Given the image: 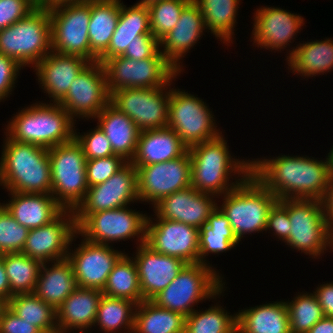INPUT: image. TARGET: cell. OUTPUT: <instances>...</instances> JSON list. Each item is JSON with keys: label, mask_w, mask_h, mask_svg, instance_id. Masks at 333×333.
<instances>
[{"label": "cell", "mask_w": 333, "mask_h": 333, "mask_svg": "<svg viewBox=\"0 0 333 333\" xmlns=\"http://www.w3.org/2000/svg\"><path fill=\"white\" fill-rule=\"evenodd\" d=\"M325 160L312 156L278 155L251 160V173L278 200H322L330 180L328 155Z\"/></svg>", "instance_id": "6da1fadb"}, {"label": "cell", "mask_w": 333, "mask_h": 333, "mask_svg": "<svg viewBox=\"0 0 333 333\" xmlns=\"http://www.w3.org/2000/svg\"><path fill=\"white\" fill-rule=\"evenodd\" d=\"M188 152L191 159V187L201 193L219 198L251 173V160H240L232 155L222 133L215 139L190 147Z\"/></svg>", "instance_id": "7a4b0ae2"}, {"label": "cell", "mask_w": 333, "mask_h": 333, "mask_svg": "<svg viewBox=\"0 0 333 333\" xmlns=\"http://www.w3.org/2000/svg\"><path fill=\"white\" fill-rule=\"evenodd\" d=\"M5 136L0 157V186L7 192L51 194L49 149Z\"/></svg>", "instance_id": "3957f363"}, {"label": "cell", "mask_w": 333, "mask_h": 333, "mask_svg": "<svg viewBox=\"0 0 333 333\" xmlns=\"http://www.w3.org/2000/svg\"><path fill=\"white\" fill-rule=\"evenodd\" d=\"M13 115L4 132L12 140L50 149L74 138L76 122L59 103L36 101Z\"/></svg>", "instance_id": "277c9868"}, {"label": "cell", "mask_w": 333, "mask_h": 333, "mask_svg": "<svg viewBox=\"0 0 333 333\" xmlns=\"http://www.w3.org/2000/svg\"><path fill=\"white\" fill-rule=\"evenodd\" d=\"M216 270L200 263L186 264L177 277L151 301L158 307L187 317L196 305L198 308V303L224 296L227 288L224 275Z\"/></svg>", "instance_id": "5b68a950"}, {"label": "cell", "mask_w": 333, "mask_h": 333, "mask_svg": "<svg viewBox=\"0 0 333 333\" xmlns=\"http://www.w3.org/2000/svg\"><path fill=\"white\" fill-rule=\"evenodd\" d=\"M217 207L228 218L239 241L245 234L263 233L273 204L278 200L252 173L225 193Z\"/></svg>", "instance_id": "8992f818"}, {"label": "cell", "mask_w": 333, "mask_h": 333, "mask_svg": "<svg viewBox=\"0 0 333 333\" xmlns=\"http://www.w3.org/2000/svg\"><path fill=\"white\" fill-rule=\"evenodd\" d=\"M52 51L48 9H35L22 20L0 30V53L23 69L33 68Z\"/></svg>", "instance_id": "52a82bcc"}, {"label": "cell", "mask_w": 333, "mask_h": 333, "mask_svg": "<svg viewBox=\"0 0 333 333\" xmlns=\"http://www.w3.org/2000/svg\"><path fill=\"white\" fill-rule=\"evenodd\" d=\"M52 187L51 194L64 210H75L88 190L86 157L80 144L71 141L48 150Z\"/></svg>", "instance_id": "ba28073f"}, {"label": "cell", "mask_w": 333, "mask_h": 333, "mask_svg": "<svg viewBox=\"0 0 333 333\" xmlns=\"http://www.w3.org/2000/svg\"><path fill=\"white\" fill-rule=\"evenodd\" d=\"M288 216L291 231L285 245L312 259H320L333 249V237L320 200L288 199Z\"/></svg>", "instance_id": "9c48e42d"}, {"label": "cell", "mask_w": 333, "mask_h": 333, "mask_svg": "<svg viewBox=\"0 0 333 333\" xmlns=\"http://www.w3.org/2000/svg\"><path fill=\"white\" fill-rule=\"evenodd\" d=\"M186 90L171 88L167 127L173 129L181 142L190 147L218 137L215 116L203 99ZM214 116V117H213Z\"/></svg>", "instance_id": "30bf717a"}, {"label": "cell", "mask_w": 333, "mask_h": 333, "mask_svg": "<svg viewBox=\"0 0 333 333\" xmlns=\"http://www.w3.org/2000/svg\"><path fill=\"white\" fill-rule=\"evenodd\" d=\"M48 10L52 51L79 56L91 62L88 37L90 0L60 3Z\"/></svg>", "instance_id": "8fae6325"}, {"label": "cell", "mask_w": 333, "mask_h": 333, "mask_svg": "<svg viewBox=\"0 0 333 333\" xmlns=\"http://www.w3.org/2000/svg\"><path fill=\"white\" fill-rule=\"evenodd\" d=\"M147 216L129 206L95 212L77 226V232L90 242L109 246L136 237L138 246L145 243Z\"/></svg>", "instance_id": "7c38bea8"}, {"label": "cell", "mask_w": 333, "mask_h": 333, "mask_svg": "<svg viewBox=\"0 0 333 333\" xmlns=\"http://www.w3.org/2000/svg\"><path fill=\"white\" fill-rule=\"evenodd\" d=\"M180 74L163 87L114 91L110 95V103L132 119L140 131L165 128L169 118L171 85Z\"/></svg>", "instance_id": "4fadbf2b"}, {"label": "cell", "mask_w": 333, "mask_h": 333, "mask_svg": "<svg viewBox=\"0 0 333 333\" xmlns=\"http://www.w3.org/2000/svg\"><path fill=\"white\" fill-rule=\"evenodd\" d=\"M108 93L123 88H159L166 86L179 72L165 57L143 60L115 56L103 63Z\"/></svg>", "instance_id": "5bb4252c"}, {"label": "cell", "mask_w": 333, "mask_h": 333, "mask_svg": "<svg viewBox=\"0 0 333 333\" xmlns=\"http://www.w3.org/2000/svg\"><path fill=\"white\" fill-rule=\"evenodd\" d=\"M139 201L138 172L128 162L104 183L88 187L85 198L74 210L78 226L89 214L130 206Z\"/></svg>", "instance_id": "9a60e30c"}, {"label": "cell", "mask_w": 333, "mask_h": 333, "mask_svg": "<svg viewBox=\"0 0 333 333\" xmlns=\"http://www.w3.org/2000/svg\"><path fill=\"white\" fill-rule=\"evenodd\" d=\"M110 102L103 64L90 62L73 80L68 93L58 102L76 119L94 120Z\"/></svg>", "instance_id": "2e32d148"}, {"label": "cell", "mask_w": 333, "mask_h": 333, "mask_svg": "<svg viewBox=\"0 0 333 333\" xmlns=\"http://www.w3.org/2000/svg\"><path fill=\"white\" fill-rule=\"evenodd\" d=\"M255 10L250 37L253 46L255 44V47L270 52L275 50V53L276 51L281 53L285 49L287 53L285 60H287L293 54V49L292 47L291 49L286 48H290V45L296 40L297 34L303 30L304 17L299 13H291V11L274 6H261Z\"/></svg>", "instance_id": "e0dca14e"}, {"label": "cell", "mask_w": 333, "mask_h": 333, "mask_svg": "<svg viewBox=\"0 0 333 333\" xmlns=\"http://www.w3.org/2000/svg\"><path fill=\"white\" fill-rule=\"evenodd\" d=\"M135 167L138 172L139 202H148L152 207L164 197L191 187V159L188 151L173 160Z\"/></svg>", "instance_id": "ac0fdd59"}, {"label": "cell", "mask_w": 333, "mask_h": 333, "mask_svg": "<svg viewBox=\"0 0 333 333\" xmlns=\"http://www.w3.org/2000/svg\"><path fill=\"white\" fill-rule=\"evenodd\" d=\"M80 234L77 232L73 210H63L50 223L29 229L22 254L41 263L67 258L69 247Z\"/></svg>", "instance_id": "d6986e66"}, {"label": "cell", "mask_w": 333, "mask_h": 333, "mask_svg": "<svg viewBox=\"0 0 333 333\" xmlns=\"http://www.w3.org/2000/svg\"><path fill=\"white\" fill-rule=\"evenodd\" d=\"M145 244L153 251L199 263V229L182 222L147 216Z\"/></svg>", "instance_id": "ffe728a7"}, {"label": "cell", "mask_w": 333, "mask_h": 333, "mask_svg": "<svg viewBox=\"0 0 333 333\" xmlns=\"http://www.w3.org/2000/svg\"><path fill=\"white\" fill-rule=\"evenodd\" d=\"M77 247H69L67 259L72 265L78 287L102 291L114 265L125 251L90 242L81 236Z\"/></svg>", "instance_id": "44dd1931"}, {"label": "cell", "mask_w": 333, "mask_h": 333, "mask_svg": "<svg viewBox=\"0 0 333 333\" xmlns=\"http://www.w3.org/2000/svg\"><path fill=\"white\" fill-rule=\"evenodd\" d=\"M216 198L189 187L161 199L151 207L155 213L152 216L182 222L200 229L217 207Z\"/></svg>", "instance_id": "7402d4cb"}, {"label": "cell", "mask_w": 333, "mask_h": 333, "mask_svg": "<svg viewBox=\"0 0 333 333\" xmlns=\"http://www.w3.org/2000/svg\"><path fill=\"white\" fill-rule=\"evenodd\" d=\"M136 255L132 254L138 271L142 297L152 300L164 290L186 263L175 257L156 253L145 243L136 247Z\"/></svg>", "instance_id": "603a6c76"}, {"label": "cell", "mask_w": 333, "mask_h": 333, "mask_svg": "<svg viewBox=\"0 0 333 333\" xmlns=\"http://www.w3.org/2000/svg\"><path fill=\"white\" fill-rule=\"evenodd\" d=\"M206 32L204 17L199 6L191 0L182 10L179 20L160 41V51L179 72L184 71L183 58L196 46Z\"/></svg>", "instance_id": "cb8c5ba5"}, {"label": "cell", "mask_w": 333, "mask_h": 333, "mask_svg": "<svg viewBox=\"0 0 333 333\" xmlns=\"http://www.w3.org/2000/svg\"><path fill=\"white\" fill-rule=\"evenodd\" d=\"M90 63L85 58L51 51L34 67L42 92L48 94L49 102L58 103L67 93L73 80Z\"/></svg>", "instance_id": "d4e9b609"}, {"label": "cell", "mask_w": 333, "mask_h": 333, "mask_svg": "<svg viewBox=\"0 0 333 333\" xmlns=\"http://www.w3.org/2000/svg\"><path fill=\"white\" fill-rule=\"evenodd\" d=\"M102 295L100 290L77 287L56 309L58 331L62 333L91 331Z\"/></svg>", "instance_id": "484cf974"}, {"label": "cell", "mask_w": 333, "mask_h": 333, "mask_svg": "<svg viewBox=\"0 0 333 333\" xmlns=\"http://www.w3.org/2000/svg\"><path fill=\"white\" fill-rule=\"evenodd\" d=\"M8 202L0 204L20 224L34 229L50 223L64 209L52 194L9 192Z\"/></svg>", "instance_id": "4316f807"}, {"label": "cell", "mask_w": 333, "mask_h": 333, "mask_svg": "<svg viewBox=\"0 0 333 333\" xmlns=\"http://www.w3.org/2000/svg\"><path fill=\"white\" fill-rule=\"evenodd\" d=\"M188 148L176 132L168 127L140 131L136 153L131 163L146 166L183 156Z\"/></svg>", "instance_id": "83f0119b"}, {"label": "cell", "mask_w": 333, "mask_h": 333, "mask_svg": "<svg viewBox=\"0 0 333 333\" xmlns=\"http://www.w3.org/2000/svg\"><path fill=\"white\" fill-rule=\"evenodd\" d=\"M97 126L105 133L113 153L131 162L136 153L140 130L125 113L120 112L110 102L94 118Z\"/></svg>", "instance_id": "f1b7e54d"}, {"label": "cell", "mask_w": 333, "mask_h": 333, "mask_svg": "<svg viewBox=\"0 0 333 333\" xmlns=\"http://www.w3.org/2000/svg\"><path fill=\"white\" fill-rule=\"evenodd\" d=\"M145 34H152L147 5L135 3L127 7L122 1L120 16L110 44L97 61L102 64L106 59L121 56L126 48L137 40V36Z\"/></svg>", "instance_id": "f546056e"}, {"label": "cell", "mask_w": 333, "mask_h": 333, "mask_svg": "<svg viewBox=\"0 0 333 333\" xmlns=\"http://www.w3.org/2000/svg\"><path fill=\"white\" fill-rule=\"evenodd\" d=\"M77 287L72 265L65 258L42 263L33 293L57 309Z\"/></svg>", "instance_id": "4dcf8cb0"}, {"label": "cell", "mask_w": 333, "mask_h": 333, "mask_svg": "<svg viewBox=\"0 0 333 333\" xmlns=\"http://www.w3.org/2000/svg\"><path fill=\"white\" fill-rule=\"evenodd\" d=\"M286 60L291 73L303 79L333 71V39L312 40L297 44Z\"/></svg>", "instance_id": "1f68e13d"}, {"label": "cell", "mask_w": 333, "mask_h": 333, "mask_svg": "<svg viewBox=\"0 0 333 333\" xmlns=\"http://www.w3.org/2000/svg\"><path fill=\"white\" fill-rule=\"evenodd\" d=\"M248 308L236 313L237 327L243 332L290 333L288 309L284 300Z\"/></svg>", "instance_id": "d6a6232c"}, {"label": "cell", "mask_w": 333, "mask_h": 333, "mask_svg": "<svg viewBox=\"0 0 333 333\" xmlns=\"http://www.w3.org/2000/svg\"><path fill=\"white\" fill-rule=\"evenodd\" d=\"M122 0H90L88 37L91 62L107 50L120 16Z\"/></svg>", "instance_id": "836d02e7"}, {"label": "cell", "mask_w": 333, "mask_h": 333, "mask_svg": "<svg viewBox=\"0 0 333 333\" xmlns=\"http://www.w3.org/2000/svg\"><path fill=\"white\" fill-rule=\"evenodd\" d=\"M239 243L228 218L216 207L209 215L207 223L199 229V263L215 269L207 260V256L226 253Z\"/></svg>", "instance_id": "e575fe53"}, {"label": "cell", "mask_w": 333, "mask_h": 333, "mask_svg": "<svg viewBox=\"0 0 333 333\" xmlns=\"http://www.w3.org/2000/svg\"><path fill=\"white\" fill-rule=\"evenodd\" d=\"M204 17L206 32L226 46L233 44L238 8L241 0H193ZM210 30V31H209ZM220 39V40H219ZM230 44V45H229Z\"/></svg>", "instance_id": "d590c367"}, {"label": "cell", "mask_w": 333, "mask_h": 333, "mask_svg": "<svg viewBox=\"0 0 333 333\" xmlns=\"http://www.w3.org/2000/svg\"><path fill=\"white\" fill-rule=\"evenodd\" d=\"M185 316L158 307L151 300L136 305L133 333H184Z\"/></svg>", "instance_id": "8d00e7d4"}, {"label": "cell", "mask_w": 333, "mask_h": 333, "mask_svg": "<svg viewBox=\"0 0 333 333\" xmlns=\"http://www.w3.org/2000/svg\"><path fill=\"white\" fill-rule=\"evenodd\" d=\"M136 305L129 299L103 294L99 301L93 327L99 326L100 332L104 331L103 333H133Z\"/></svg>", "instance_id": "74e56055"}, {"label": "cell", "mask_w": 333, "mask_h": 333, "mask_svg": "<svg viewBox=\"0 0 333 333\" xmlns=\"http://www.w3.org/2000/svg\"><path fill=\"white\" fill-rule=\"evenodd\" d=\"M102 293L110 297L129 299L136 304L144 300L137 266L128 253L125 252L114 265Z\"/></svg>", "instance_id": "f35d334b"}, {"label": "cell", "mask_w": 333, "mask_h": 333, "mask_svg": "<svg viewBox=\"0 0 333 333\" xmlns=\"http://www.w3.org/2000/svg\"><path fill=\"white\" fill-rule=\"evenodd\" d=\"M9 309L18 317L33 323L43 333L58 331L56 309L34 293L13 295L9 300Z\"/></svg>", "instance_id": "ab89813d"}, {"label": "cell", "mask_w": 333, "mask_h": 333, "mask_svg": "<svg viewBox=\"0 0 333 333\" xmlns=\"http://www.w3.org/2000/svg\"><path fill=\"white\" fill-rule=\"evenodd\" d=\"M13 295L33 293L42 263L22 253L1 254Z\"/></svg>", "instance_id": "60d3db41"}, {"label": "cell", "mask_w": 333, "mask_h": 333, "mask_svg": "<svg viewBox=\"0 0 333 333\" xmlns=\"http://www.w3.org/2000/svg\"><path fill=\"white\" fill-rule=\"evenodd\" d=\"M217 303L206 310L195 309L185 317L184 333H232L237 326L236 312L232 315Z\"/></svg>", "instance_id": "b9f144b4"}, {"label": "cell", "mask_w": 333, "mask_h": 333, "mask_svg": "<svg viewBox=\"0 0 333 333\" xmlns=\"http://www.w3.org/2000/svg\"><path fill=\"white\" fill-rule=\"evenodd\" d=\"M306 292V293H305ZM298 292L286 302L290 333H307L312 326L324 317L317 297L312 292Z\"/></svg>", "instance_id": "7bdbcfd3"}, {"label": "cell", "mask_w": 333, "mask_h": 333, "mask_svg": "<svg viewBox=\"0 0 333 333\" xmlns=\"http://www.w3.org/2000/svg\"><path fill=\"white\" fill-rule=\"evenodd\" d=\"M191 0H160L147 4L151 33L160 41L176 26L183 8Z\"/></svg>", "instance_id": "ee69618b"}, {"label": "cell", "mask_w": 333, "mask_h": 333, "mask_svg": "<svg viewBox=\"0 0 333 333\" xmlns=\"http://www.w3.org/2000/svg\"><path fill=\"white\" fill-rule=\"evenodd\" d=\"M29 229L20 225L0 204V255L5 253H21Z\"/></svg>", "instance_id": "f6af8a7d"}, {"label": "cell", "mask_w": 333, "mask_h": 333, "mask_svg": "<svg viewBox=\"0 0 333 333\" xmlns=\"http://www.w3.org/2000/svg\"><path fill=\"white\" fill-rule=\"evenodd\" d=\"M77 130V128H74V138L80 144L86 160L115 155L110 141L98 126L84 133L77 132Z\"/></svg>", "instance_id": "bcb514c9"}, {"label": "cell", "mask_w": 333, "mask_h": 333, "mask_svg": "<svg viewBox=\"0 0 333 333\" xmlns=\"http://www.w3.org/2000/svg\"><path fill=\"white\" fill-rule=\"evenodd\" d=\"M128 161L119 155L86 160V175L89 187L107 181L113 174L124 167Z\"/></svg>", "instance_id": "7dc6e473"}, {"label": "cell", "mask_w": 333, "mask_h": 333, "mask_svg": "<svg viewBox=\"0 0 333 333\" xmlns=\"http://www.w3.org/2000/svg\"><path fill=\"white\" fill-rule=\"evenodd\" d=\"M268 230L282 242L289 237L291 223L288 216V199L277 200L271 207L265 232Z\"/></svg>", "instance_id": "c3c4849f"}, {"label": "cell", "mask_w": 333, "mask_h": 333, "mask_svg": "<svg viewBox=\"0 0 333 333\" xmlns=\"http://www.w3.org/2000/svg\"><path fill=\"white\" fill-rule=\"evenodd\" d=\"M122 56L137 61L150 57H165L160 51L159 40L153 34L137 36Z\"/></svg>", "instance_id": "681fc988"}, {"label": "cell", "mask_w": 333, "mask_h": 333, "mask_svg": "<svg viewBox=\"0 0 333 333\" xmlns=\"http://www.w3.org/2000/svg\"><path fill=\"white\" fill-rule=\"evenodd\" d=\"M21 69L23 68L14 59L0 53V102L12 95Z\"/></svg>", "instance_id": "f907efd6"}, {"label": "cell", "mask_w": 333, "mask_h": 333, "mask_svg": "<svg viewBox=\"0 0 333 333\" xmlns=\"http://www.w3.org/2000/svg\"><path fill=\"white\" fill-rule=\"evenodd\" d=\"M35 9L27 0H0V30L22 20Z\"/></svg>", "instance_id": "816d5d0a"}, {"label": "cell", "mask_w": 333, "mask_h": 333, "mask_svg": "<svg viewBox=\"0 0 333 333\" xmlns=\"http://www.w3.org/2000/svg\"><path fill=\"white\" fill-rule=\"evenodd\" d=\"M0 333H43L38 327L7 309L0 319Z\"/></svg>", "instance_id": "f5cc1de1"}, {"label": "cell", "mask_w": 333, "mask_h": 333, "mask_svg": "<svg viewBox=\"0 0 333 333\" xmlns=\"http://www.w3.org/2000/svg\"><path fill=\"white\" fill-rule=\"evenodd\" d=\"M324 283V284H323ZM318 284L312 291L318 299L322 312L326 317H333V281Z\"/></svg>", "instance_id": "db71d44e"}, {"label": "cell", "mask_w": 333, "mask_h": 333, "mask_svg": "<svg viewBox=\"0 0 333 333\" xmlns=\"http://www.w3.org/2000/svg\"><path fill=\"white\" fill-rule=\"evenodd\" d=\"M321 202L326 216V221L328 223L329 231L333 237V177H330L328 187Z\"/></svg>", "instance_id": "11a10c76"}, {"label": "cell", "mask_w": 333, "mask_h": 333, "mask_svg": "<svg viewBox=\"0 0 333 333\" xmlns=\"http://www.w3.org/2000/svg\"><path fill=\"white\" fill-rule=\"evenodd\" d=\"M0 296L7 300L13 296L10 290V283L6 274L3 259L0 257Z\"/></svg>", "instance_id": "9f6ffc18"}, {"label": "cell", "mask_w": 333, "mask_h": 333, "mask_svg": "<svg viewBox=\"0 0 333 333\" xmlns=\"http://www.w3.org/2000/svg\"><path fill=\"white\" fill-rule=\"evenodd\" d=\"M307 333H333V317L324 316Z\"/></svg>", "instance_id": "6f0895ef"}, {"label": "cell", "mask_w": 333, "mask_h": 333, "mask_svg": "<svg viewBox=\"0 0 333 333\" xmlns=\"http://www.w3.org/2000/svg\"><path fill=\"white\" fill-rule=\"evenodd\" d=\"M36 9H49L50 0H27Z\"/></svg>", "instance_id": "680465c9"}, {"label": "cell", "mask_w": 333, "mask_h": 333, "mask_svg": "<svg viewBox=\"0 0 333 333\" xmlns=\"http://www.w3.org/2000/svg\"><path fill=\"white\" fill-rule=\"evenodd\" d=\"M9 308V300L0 296V319L2 318L4 312Z\"/></svg>", "instance_id": "91938a15"}, {"label": "cell", "mask_w": 333, "mask_h": 333, "mask_svg": "<svg viewBox=\"0 0 333 333\" xmlns=\"http://www.w3.org/2000/svg\"><path fill=\"white\" fill-rule=\"evenodd\" d=\"M331 150L328 153L329 158V168H330V176L333 177V146L330 148Z\"/></svg>", "instance_id": "94428289"}, {"label": "cell", "mask_w": 333, "mask_h": 333, "mask_svg": "<svg viewBox=\"0 0 333 333\" xmlns=\"http://www.w3.org/2000/svg\"><path fill=\"white\" fill-rule=\"evenodd\" d=\"M78 1H88V0H50V7L60 4V3H65V2H78Z\"/></svg>", "instance_id": "6125c7cd"}, {"label": "cell", "mask_w": 333, "mask_h": 333, "mask_svg": "<svg viewBox=\"0 0 333 333\" xmlns=\"http://www.w3.org/2000/svg\"><path fill=\"white\" fill-rule=\"evenodd\" d=\"M156 1H160V0H139L138 2H136L137 4H149V3H153Z\"/></svg>", "instance_id": "be15d7a7"}, {"label": "cell", "mask_w": 333, "mask_h": 333, "mask_svg": "<svg viewBox=\"0 0 333 333\" xmlns=\"http://www.w3.org/2000/svg\"><path fill=\"white\" fill-rule=\"evenodd\" d=\"M232 333H245L242 330H240L237 326L234 328Z\"/></svg>", "instance_id": "e7e4bbea"}]
</instances>
